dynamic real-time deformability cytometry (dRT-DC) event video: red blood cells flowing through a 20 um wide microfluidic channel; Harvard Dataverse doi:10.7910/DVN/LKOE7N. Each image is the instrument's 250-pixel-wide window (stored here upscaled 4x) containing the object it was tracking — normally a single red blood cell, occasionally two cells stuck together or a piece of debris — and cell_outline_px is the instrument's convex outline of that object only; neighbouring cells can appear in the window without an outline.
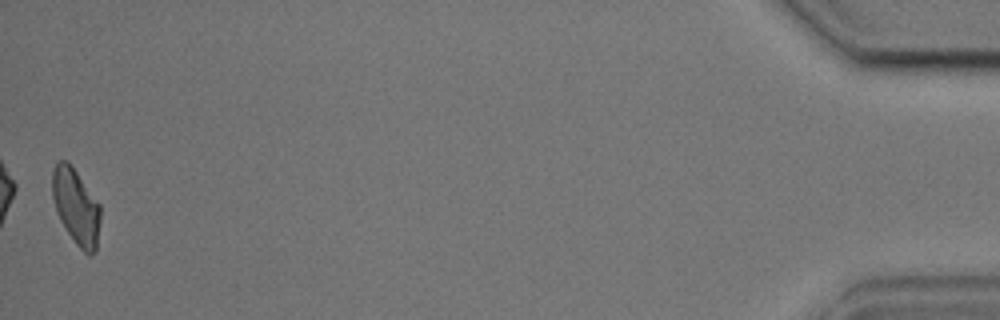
{"species": "common noctule bat (a hibernating species)", "species_latin": "Nyctalus noctula", "temperature_condition": "cold", "stored_images_in_passage": 42, "camera_frame_rate_fps": 3000, "um_per_image_px": 0.085, "animal": {"sex": "male", "body_mass_g": 17.9, "forearm_length_mm": 54.2}, "frame": {"image": 1, "passage_image": 42, "time_ms": 13.667, "image_size_px": [1000, 320], "cell_outline_px": [[100, 220], [96, 248], [88, 256], [76, 244], [60, 220], [56, 212], [52, 196], [52, 172], [56, 164], [60, 160], [64, 160], [76, 172], [100, 204]], "centroid_in_image_um": [6.45, 17.58], "position_along_channel_um": 428.7, "area_um2": 20.81}, "authors_computed_cell_mechanics": {"area_um2": 22.0507, "velocity_mm_per_s": 3.587, "shape_relaxation_time_tau1_ms": 4.5188, "shape_relaxation_time_tau2_ms": 5.8844, "deformation_change_tau1": 0.1269, "deformation_change_tau2": 0.1307}}